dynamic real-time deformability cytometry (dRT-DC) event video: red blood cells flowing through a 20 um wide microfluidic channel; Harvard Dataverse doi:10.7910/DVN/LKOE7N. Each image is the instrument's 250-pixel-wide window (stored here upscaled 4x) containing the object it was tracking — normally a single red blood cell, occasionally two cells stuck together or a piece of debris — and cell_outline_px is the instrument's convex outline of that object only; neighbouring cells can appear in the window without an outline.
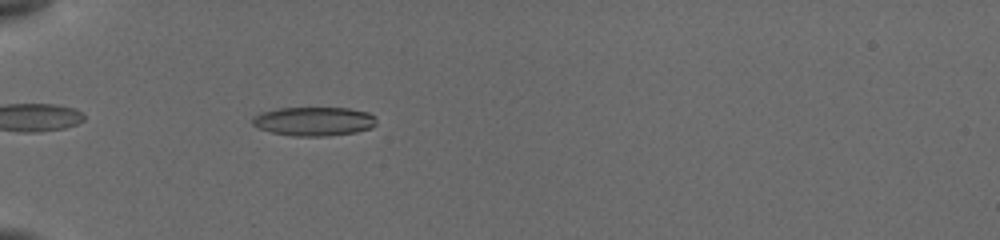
{"species": "common noctule bat (a hibernating species)", "species_latin": "Nyctalus noctula", "temperature_condition": "cold", "stored_images_in_passage": 28, "camera_frame_rate_fps": 3000, "um_per_image_px": 0.085, "animal": {"sex": "female", "body_mass_g": 19.5, "forearm_length_mm": 54.1}, "frame": {"image": 1, "passage_image": 9, "time_ms": 1.667, "image_size_px": [1000, 240], "cell_outline_px": [[376, 124], [372, 128], [356, 132], [328, 136], [292, 136], [272, 132], [260, 128], [252, 124], [252, 116], [260, 112], [276, 108], [348, 108], [368, 112], [376, 116]], "centroid_in_image_um": [26.69, 10.31], "position_along_channel_um": 58.3, "area_um2": 21.1}}
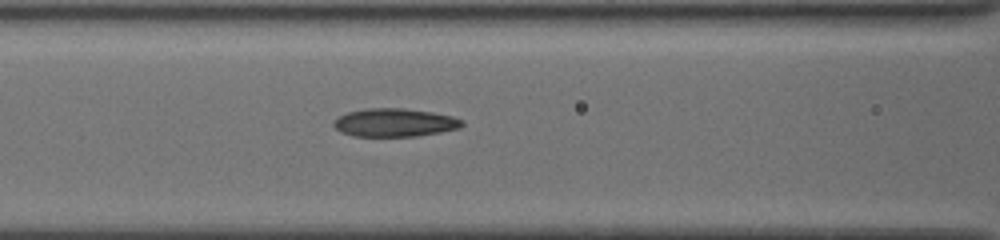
{"frame": {"image": 2, "passage_image": 20, "time_ms": 4.0, "image_size_px": [1000, 240], "cell_outline_px": [[464, 124], [460, 128], [440, 132], [416, 136], [356, 136], [340, 132], [332, 124], [340, 116], [348, 112], [364, 108], [404, 108], [432, 112], [452, 116], [464, 120]], "centroid_in_image_um": [33.57, 10.41], "position_along_channel_um": 133.0, "area_um2": 21.1}}
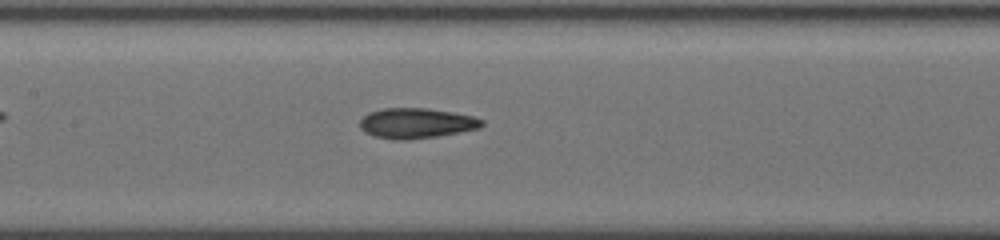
{"frame": {"image": 3, "passage_image": 25, "time_ms": 5.0, "image_size_px": [1000, 240], "cell_outline_px": [[484, 124], [480, 128], [436, 136], [404, 140], [392, 140], [376, 136], [364, 132], [360, 128], [360, 120], [368, 112], [384, 108], [428, 108], [452, 112], [472, 116], [484, 120]], "centroid_in_image_um": [35.37, 10.47], "position_along_channel_um": 172.0, "area_um2": 21.44}}